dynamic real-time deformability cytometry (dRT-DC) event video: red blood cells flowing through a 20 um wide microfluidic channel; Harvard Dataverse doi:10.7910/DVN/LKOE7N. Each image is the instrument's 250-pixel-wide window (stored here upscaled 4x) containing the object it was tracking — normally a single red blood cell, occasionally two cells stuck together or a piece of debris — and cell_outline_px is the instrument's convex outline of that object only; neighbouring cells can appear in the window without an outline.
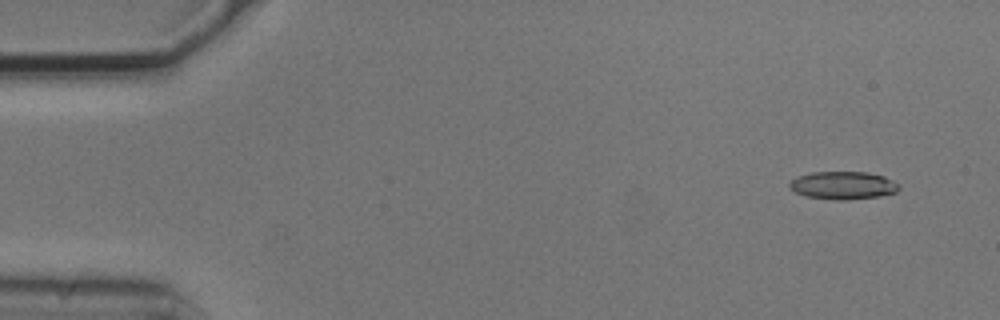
{"species": "common noctule bat (a hibernating species)", "species_latin": "Nyctalus noctula", "temperature_condition": "cold", "stored_images_in_passage": 5, "camera_frame_rate_fps": 3000, "um_per_image_px": 0.085, "animal": {"sex": "male", "body_mass_g": 20.5, "forearm_length_mm": 52.5}, "frame": {"image": 1, "passage_image": 1, "time_ms": 0.0, "image_size_px": [1000, 320], "cell_outline_px": [[900, 188], [896, 192], [880, 196], [848, 200], [836, 200], [804, 196], [788, 188], [788, 184], [796, 176], [812, 172], [868, 172], [884, 176], [900, 184]], "centroid_in_image_um": [71.65, 15.76], "position_along_channel_um": 13.3, "area_um2": 17.98}}
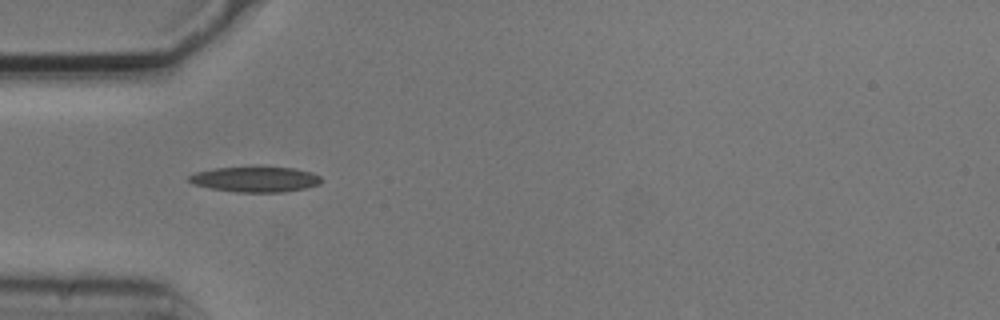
{"frame": {"image": 2, "passage_image": 4, "time_ms": 1.0, "image_size_px": [1000, 320], "cell_outline_px": [[324, 180], [320, 184], [308, 188], [284, 192], [236, 192], [212, 188], [192, 184], [188, 180], [188, 176], [196, 172], [216, 168], [252, 164], [260, 164], [292, 168], [312, 172], [320, 176]], "centroid_in_image_um": [21.75, 15.19], "position_along_channel_um": 63.3, "area_um2": 20.58}}
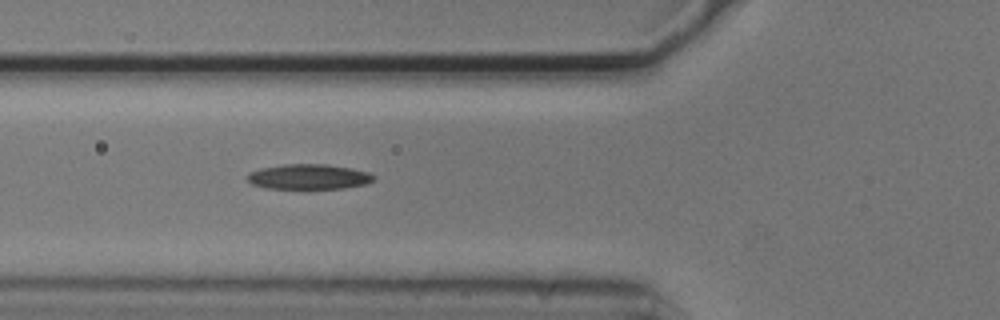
{"frame": {"image": 3, "passage_image": 5, "time_ms": 1.333, "image_size_px": [1000, 320], "cell_outline_px": [[376, 180], [364, 184], [344, 188], [264, 188], [252, 184], [248, 180], [248, 172], [260, 168], [284, 164], [328, 164], [352, 168], [368, 172], [376, 176]], "centroid_in_image_um": [26.26, 15.01], "position_along_channel_um": 99.5, "area_um2": 18.55}}